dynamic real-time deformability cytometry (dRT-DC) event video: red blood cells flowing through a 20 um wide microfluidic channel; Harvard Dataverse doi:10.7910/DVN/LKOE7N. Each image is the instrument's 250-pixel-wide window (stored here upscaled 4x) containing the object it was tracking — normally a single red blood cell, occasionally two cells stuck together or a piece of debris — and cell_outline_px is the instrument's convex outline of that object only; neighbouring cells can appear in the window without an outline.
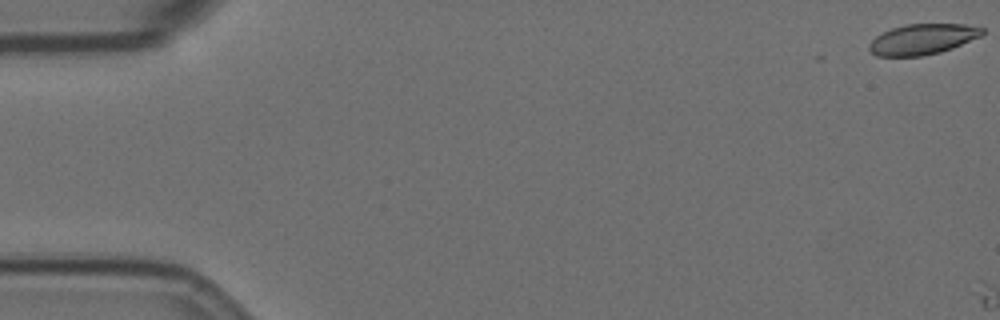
{"species": "Egyptian fruit bat (a non-hibernating species)", "species_latin": "Rousettus aegyptiacus", "temperature_condition": "room temperature", "stored_images_in_passage": 2, "camera_frame_rate_fps": 3000, "um_per_image_px": 0.085, "animal": {"sex": "female"}, "frame": {"image": 1, "passage_image": 1, "time_ms": 0.0, "image_size_px": [1000, 320], "cell_outline_px": [[984, 32], [980, 36], [952, 48], [940, 52], [920, 56], [876, 56], [868, 48], [868, 44], [876, 36], [892, 28], [904, 24], [964, 24], [984, 28]], "centroid_in_image_um": [78.4, 3.33], "position_along_channel_um": 6.6, "area_um2": 20.0}}